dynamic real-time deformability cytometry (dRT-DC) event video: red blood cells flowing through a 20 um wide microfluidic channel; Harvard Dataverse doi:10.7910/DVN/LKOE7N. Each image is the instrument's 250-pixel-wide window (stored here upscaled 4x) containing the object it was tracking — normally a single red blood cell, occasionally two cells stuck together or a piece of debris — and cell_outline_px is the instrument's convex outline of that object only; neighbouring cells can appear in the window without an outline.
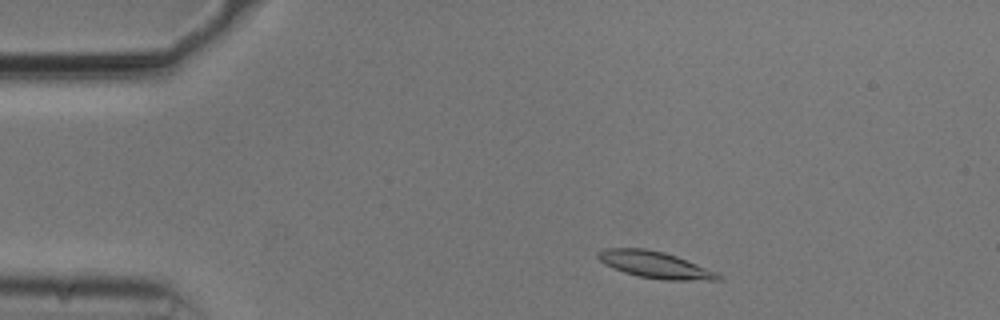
{"species": "common noctule bat (a hibernating species)", "species_latin": "Nyctalus noctula", "temperature_condition": "cold", "stored_images_in_passage": 49, "camera_frame_rate_fps": 3000, "um_per_image_px": 0.085, "animal": {"sex": "male", "body_mass_g": 20.5, "forearm_length_mm": 52.5}, "frame": {"image": 1, "passage_image": 4, "time_ms": 1.0, "image_size_px": [1000, 320], "cell_outline_px": [[724, 276], [720, 280], [664, 280], [636, 276], [624, 272], [604, 264], [596, 256], [596, 252], [608, 248], [644, 248], [664, 252], [676, 256], [716, 272]], "centroid_in_image_um": [55.66, 22.51], "position_along_channel_um": 29.3, "area_um2": 18.61}}
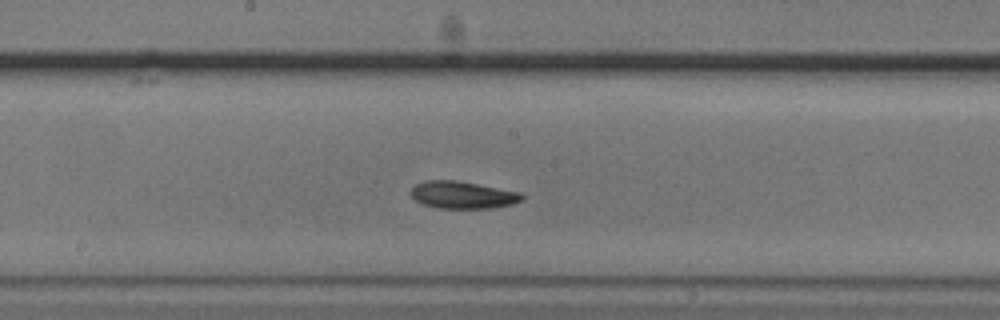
{"frame": {"image": 2, "passage_image": 23, "time_ms": 7.333, "image_size_px": [1000, 320], "cell_outline_px": [[524, 200], [512, 204], [492, 208], [436, 208], [424, 204], [416, 200], [412, 196], [412, 188], [416, 184], [424, 180], [456, 180], [520, 192], [524, 196]], "centroid_in_image_um": [39.35, 16.57], "position_along_channel_um": 208.9, "area_um2": 17.57}}
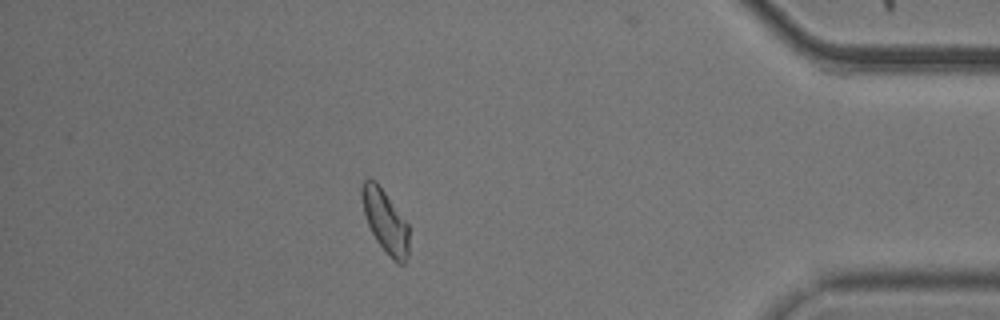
{"frame": {"image": 3, "passage_image": 42, "time_ms": 13.667, "image_size_px": [1000, 320], "cell_outline_px": [[408, 256], [404, 264], [396, 264], [392, 260], [376, 240], [368, 224], [364, 212], [360, 192], [360, 188], [364, 180], [376, 180], [408, 224]], "centroid_in_image_um": [32.74, 18.82], "position_along_channel_um": 402.5, "area_um2": 17.17}, "authors_computed_cell_mechanics": {"area_um2": 17.4556, "velocity_mm_per_s": 3.7057, "shape_relaxation_time_tau1_ms": 3.2326, "shape_relaxation_time_tau2_ms": 5.9648, "deformation_change_tau1": 0.0984, "deformation_change_tau2": 0.1275}}